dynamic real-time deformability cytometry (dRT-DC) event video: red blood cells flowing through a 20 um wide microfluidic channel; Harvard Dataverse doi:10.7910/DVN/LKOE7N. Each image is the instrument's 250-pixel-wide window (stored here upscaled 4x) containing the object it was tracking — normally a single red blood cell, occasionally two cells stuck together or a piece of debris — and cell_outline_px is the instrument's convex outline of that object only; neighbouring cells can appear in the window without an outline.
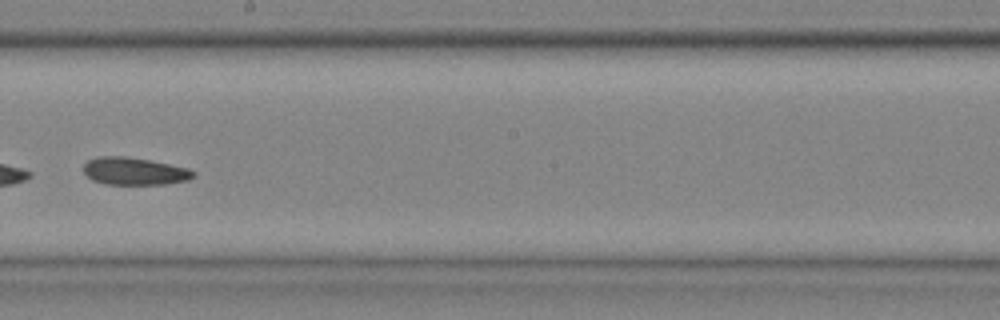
{"species": "common noctule bat (a hibernating species)", "species_latin": "Nyctalus noctula", "temperature_condition": "cold", "stored_images_in_passage": 39, "camera_frame_rate_fps": 3000, "um_per_image_px": 0.085, "animal": {"sex": "male", "body_mass_g": 20.4}, "frame": {"image": 1, "passage_image": 23, "time_ms": 7.333, "image_size_px": [1000, 320], "cell_outline_px": [[196, 176], [188, 180], [164, 184], [104, 184], [92, 180], [84, 172], [84, 164], [88, 160], [96, 156], [128, 156], [188, 168], [196, 172]], "centroid_in_image_um": [11.42, 14.55], "position_along_channel_um": 236.8, "area_um2": 17.63}}
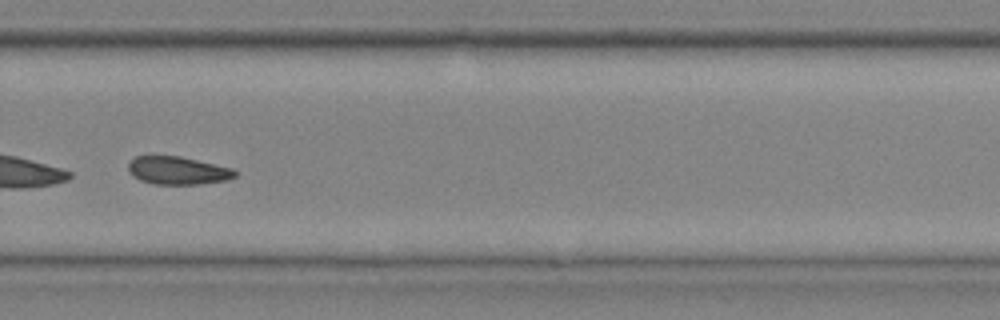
{"frame": {"image": 2, "passage_image": 28, "time_ms": 9.0, "image_size_px": [1000, 320], "cell_outline_px": [[240, 172], [236, 176], [228, 180], [200, 184], [152, 184], [140, 180], [132, 176], [128, 172], [128, 160], [136, 156], [180, 156], [232, 168]], "centroid_in_image_um": [15.1, 14.5], "position_along_channel_um": 314.7, "area_um2": 17.63}}